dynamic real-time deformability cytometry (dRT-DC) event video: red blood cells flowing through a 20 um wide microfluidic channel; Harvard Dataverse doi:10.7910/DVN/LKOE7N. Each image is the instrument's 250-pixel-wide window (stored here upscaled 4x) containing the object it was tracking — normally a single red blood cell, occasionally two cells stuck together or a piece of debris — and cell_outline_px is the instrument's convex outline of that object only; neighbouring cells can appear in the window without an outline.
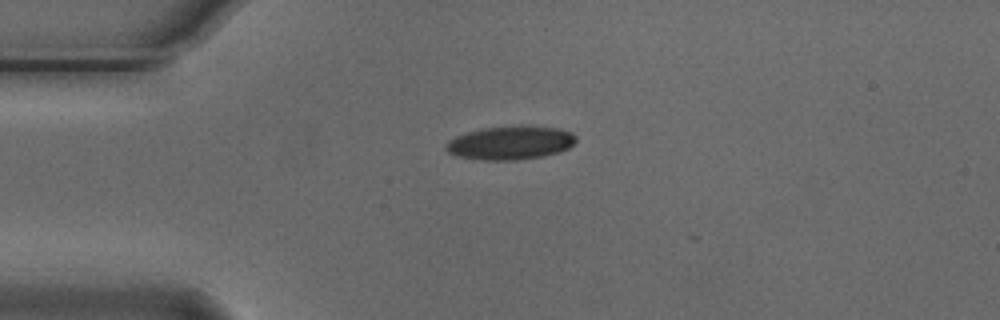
{"species": "Egyptian fruit bat (a non-hibernating species)", "species_latin": "Rousettus aegyptiacus", "temperature_condition": "cold", "stored_images_in_passage": 5, "camera_frame_rate_fps": 3000, "um_per_image_px": 0.085, "animal": {"sex": "male"}, "frame": {"image": 1, "passage_image": 1, "time_ms": 0.0, "image_size_px": [1000, 320], "cell_outline_px": [[576, 140], [568, 148], [560, 152], [544, 156], [516, 160], [480, 160], [456, 156], [448, 152], [444, 148], [444, 144], [448, 140], [456, 136], [480, 128], [520, 124], [528, 124], [556, 128], [572, 132], [576, 136]], "centroid_in_image_um": [43.37, 12.12], "position_along_channel_um": 41.6, "area_um2": 26.07}}
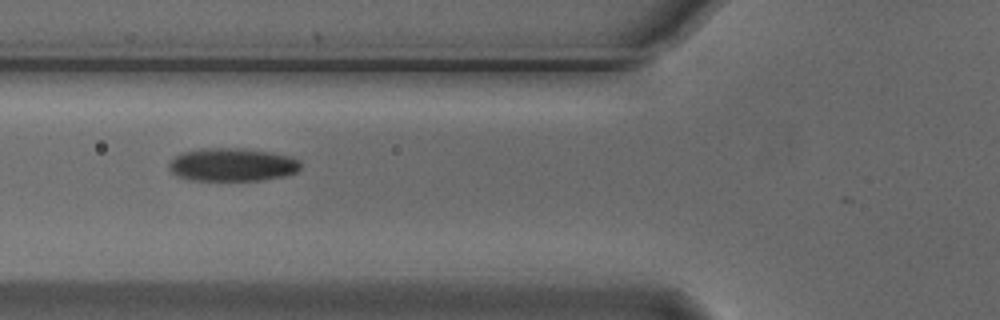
{"frame": {"image": 2, "passage_image": 3, "time_ms": 0.667, "image_size_px": [1000, 320], "cell_outline_px": [[300, 168], [296, 172], [284, 176], [260, 180], [188, 180], [176, 176], [168, 168], [168, 164], [176, 156], [184, 152], [208, 148], [244, 148], [292, 156], [300, 164]], "centroid_in_image_um": [19.72, 14.0], "position_along_channel_um": 106.1, "area_um2": 25.26}}
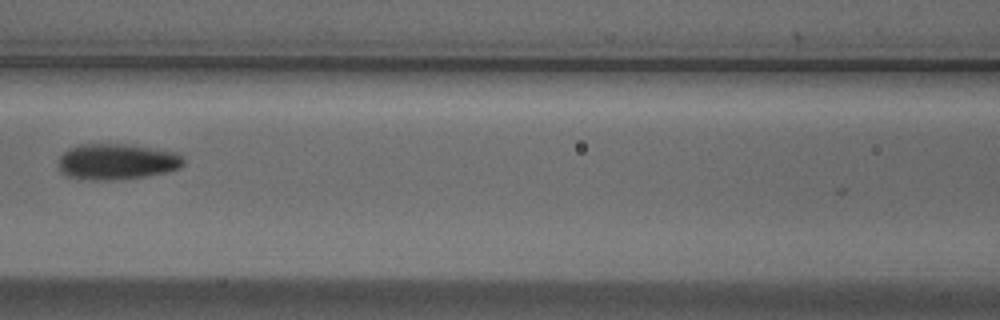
{"frame": {"image": 3, "passage_image": 4, "time_ms": 1.0, "image_size_px": [1000, 320], "cell_outline_px": [[184, 164], [180, 168], [168, 172], [144, 176], [112, 180], [76, 180], [60, 172], [60, 156], [68, 148], [80, 144], [124, 144], [180, 152], [184, 160]], "centroid_in_image_um": [9.94, 13.74], "position_along_channel_um": 156.7, "area_um2": 26.41}}